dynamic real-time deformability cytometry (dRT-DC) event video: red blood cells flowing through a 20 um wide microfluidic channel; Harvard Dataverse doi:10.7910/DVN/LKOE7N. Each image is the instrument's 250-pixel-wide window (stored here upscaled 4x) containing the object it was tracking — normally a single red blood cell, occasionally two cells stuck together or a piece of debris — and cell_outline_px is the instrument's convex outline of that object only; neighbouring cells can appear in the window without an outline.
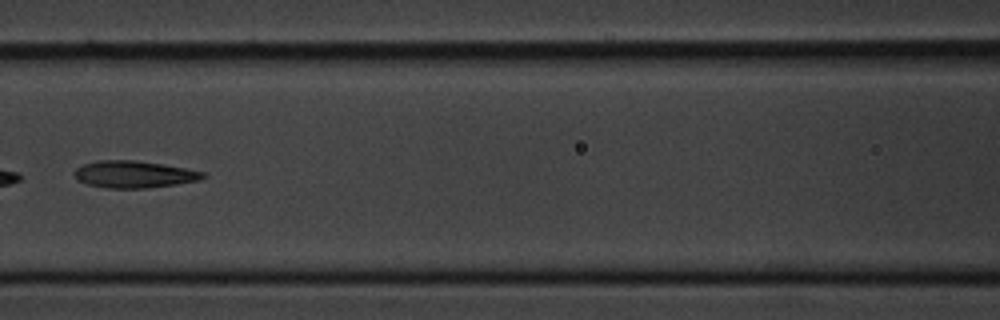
{"species": "common noctule bat (a hibernating species)", "species_latin": "Nyctalus noctula", "temperature_condition": "cold", "stored_images_in_passage": 6, "camera_frame_rate_fps": 3000, "um_per_image_px": 0.085, "animal": {"sex": "male", "body_mass_g": 20.1, "forearm_length_mm": 53.5}, "frame": {"image": 1, "passage_image": 6, "time_ms": 6.0, "image_size_px": [1000, 320], "cell_outline_px": [[208, 176], [200, 180], [176, 184], [144, 188], [108, 188], [84, 184], [76, 180], [72, 176], [72, 172], [76, 168], [84, 164], [96, 160], [136, 160], [184, 168], [204, 172]], "centroid_in_image_um": [11.32, 14.82], "position_along_channel_um": 155.3, "area_um2": 20.4}}